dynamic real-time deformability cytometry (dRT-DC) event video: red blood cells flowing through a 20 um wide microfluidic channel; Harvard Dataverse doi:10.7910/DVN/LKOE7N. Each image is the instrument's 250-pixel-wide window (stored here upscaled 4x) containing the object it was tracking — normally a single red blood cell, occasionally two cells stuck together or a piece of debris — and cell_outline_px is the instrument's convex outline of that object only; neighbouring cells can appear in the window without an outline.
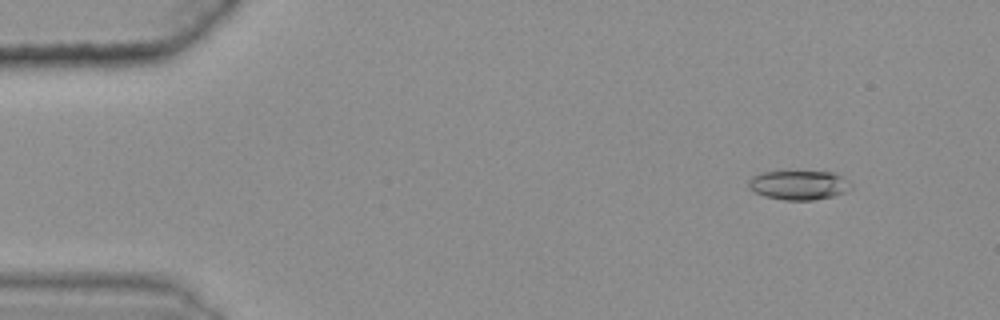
{"species": "common noctule bat (a hibernating species)", "species_latin": "Nyctalus noctula", "temperature_condition": "warm", "stored_images_in_passage": 49, "camera_frame_rate_fps": 3000, "um_per_image_px": 0.085, "animal": {"sex": "female", "body_mass_g": 25.1}, "frame": {"image": 1, "passage_image": 6, "time_ms": 1.667, "image_size_px": [1000, 320], "cell_outline_px": [[852, 188], [844, 192], [832, 196], [812, 200], [784, 200], [764, 196], [756, 192], [748, 184], [748, 180], [752, 176], [760, 172], [832, 172], [840, 176], [852, 184]], "centroid_in_image_um": [67.89, 15.73], "position_along_channel_um": 17.1, "area_um2": 17.22}}
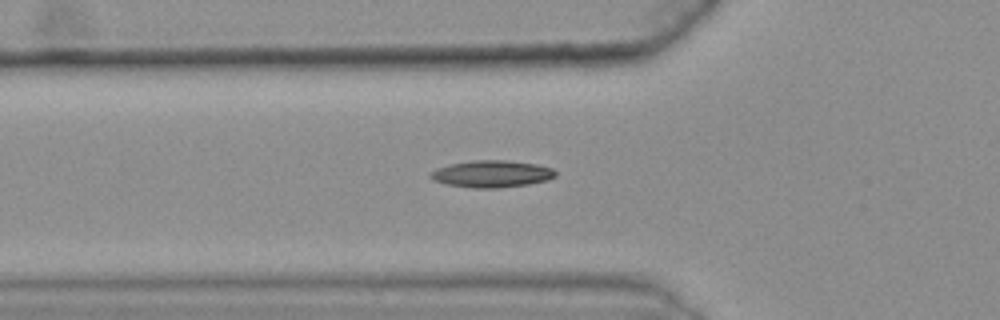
{"frame": {"image": 2, "passage_image": 20, "time_ms": 6.333, "image_size_px": [1000, 320], "cell_outline_px": [[556, 176], [548, 180], [528, 184], [500, 188], [472, 188], [444, 184], [432, 180], [428, 176], [436, 168], [448, 164], [472, 160], [504, 160], [536, 164], [552, 168], [556, 172]], "centroid_in_image_um": [41.76, 14.78], "position_along_channel_um": 84.0, "area_um2": 19.83}}
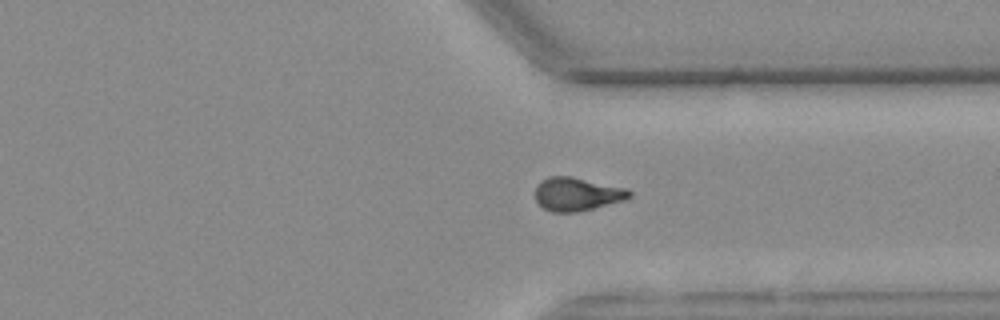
{"frame": {"image": 3, "passage_image": 43, "time_ms": 14.0, "image_size_px": [1000, 320], "cell_outline_px": [[632, 196], [624, 200], [576, 212], [552, 212], [544, 208], [536, 200], [536, 184], [548, 176], [572, 176], [628, 188], [632, 192]], "centroid_in_image_um": [49.06, 16.48], "position_along_channel_um": 362.3, "area_um2": 18.32}, "authors_computed_cell_mechanics": {"area_um2": 17.8024, "velocity_mm_per_s": 3.6195, "shape_relaxation_time_tau1_ms": 10.8981, "shape_relaxation_time_tau2_ms": 3.2975, "deformation_change_tau1": 0.2588, "deformation_change_tau2": 0.0994}}